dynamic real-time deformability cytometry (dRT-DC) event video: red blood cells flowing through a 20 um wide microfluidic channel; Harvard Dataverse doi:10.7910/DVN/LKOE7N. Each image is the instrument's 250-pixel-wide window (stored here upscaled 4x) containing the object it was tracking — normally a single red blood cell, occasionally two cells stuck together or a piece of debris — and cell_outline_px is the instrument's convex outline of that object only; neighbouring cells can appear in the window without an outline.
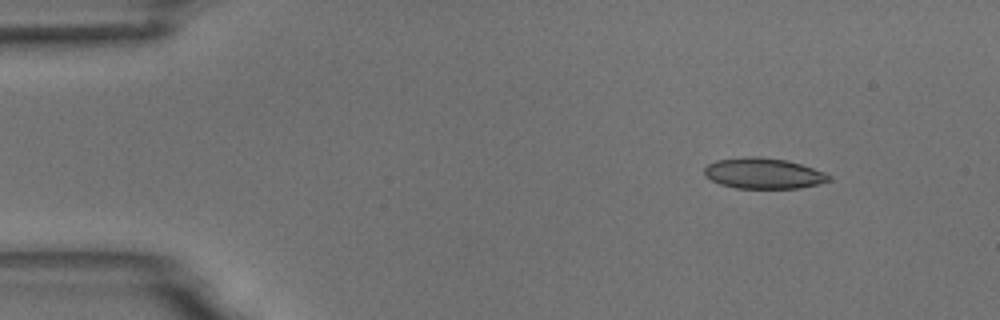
{"species": "common noctule bat (a hibernating species)", "species_latin": "Nyctalus noctula", "temperature_condition": "room temperature", "stored_images_in_passage": 10, "camera_frame_rate_fps": 3000, "um_per_image_px": 0.085, "animal": {"sex": "male", "body_mass_g": 18.8}, "frame": {"image": 1, "passage_image": 2, "time_ms": 1.333, "image_size_px": [1000, 320], "cell_outline_px": [[832, 180], [800, 188], [736, 188], [720, 184], [704, 176], [704, 168], [708, 164], [716, 160], [744, 156], [760, 156], [788, 160], [824, 172], [832, 176]], "centroid_in_image_um": [64.88, 14.72], "position_along_channel_um": 20.1, "area_um2": 22.43}}
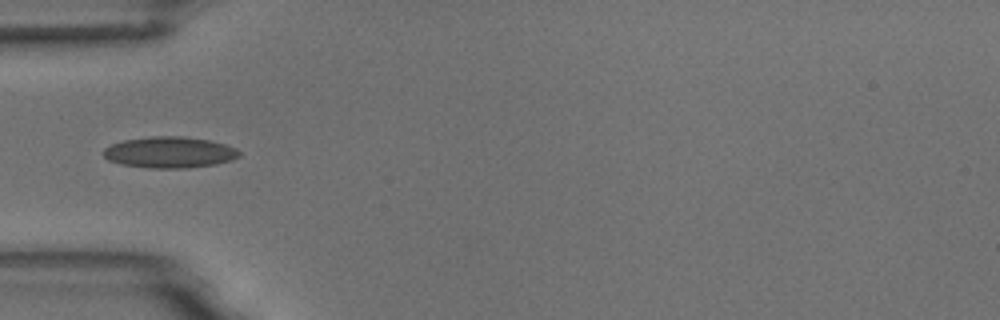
{"frame": {"image": 2, "passage_image": 5, "time_ms": 5.0, "image_size_px": [1000, 320], "cell_outline_px": [[240, 156], [232, 160], [216, 164], [188, 168], [148, 168], [120, 164], [108, 160], [100, 152], [104, 148], [112, 144], [124, 140], [152, 136], [184, 136], [208, 140], [224, 144], [236, 148], [240, 152]], "centroid_in_image_um": [14.39, 12.95], "position_along_channel_um": 70.6, "area_um2": 24.85}}